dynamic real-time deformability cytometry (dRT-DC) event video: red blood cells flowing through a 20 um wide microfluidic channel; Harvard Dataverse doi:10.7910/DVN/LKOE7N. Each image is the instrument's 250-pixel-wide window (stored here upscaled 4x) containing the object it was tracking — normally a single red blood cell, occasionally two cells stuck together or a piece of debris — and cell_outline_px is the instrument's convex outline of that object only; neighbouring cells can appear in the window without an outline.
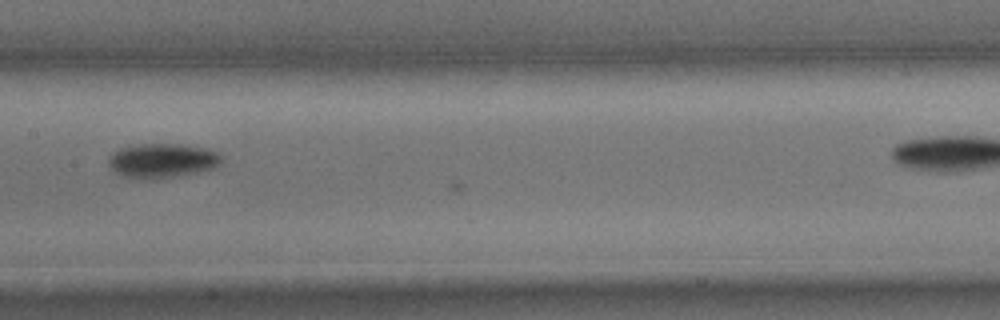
{"species": "common noctule bat (a hibernating species)", "species_latin": "Nyctalus noctula", "temperature_condition": "cold", "stored_images_in_passage": 15, "camera_frame_rate_fps": 3000, "um_per_image_px": 0.085, "animal": {"sex": "male", "body_mass_g": 15.6}, "frame": {"image": 1, "passage_image": 14, "time_ms": 4.333, "image_size_px": [1000, 320], "cell_outline_px": [[224, 160], [216, 168], [196, 172], [172, 176], [128, 176], [116, 172], [108, 164], [108, 156], [112, 152], [120, 148], [140, 144], [180, 144], [208, 148], [220, 152]], "centroid_in_image_um": [13.88, 13.59], "position_along_channel_um": 193.5, "area_um2": 22.08}}